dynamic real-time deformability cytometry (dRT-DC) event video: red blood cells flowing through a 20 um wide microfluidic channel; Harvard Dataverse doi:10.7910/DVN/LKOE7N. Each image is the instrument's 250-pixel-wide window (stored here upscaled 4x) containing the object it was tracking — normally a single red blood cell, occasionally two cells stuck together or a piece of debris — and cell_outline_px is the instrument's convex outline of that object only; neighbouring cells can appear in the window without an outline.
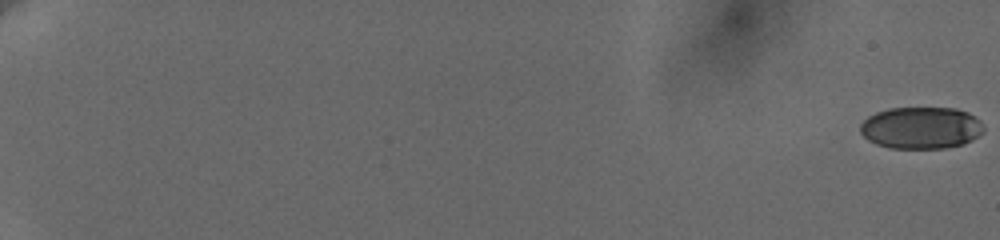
{"species": "human", "species_latin": "Homo sapiens", "temperature_condition": "cold", "stored_images_in_passage": 61, "camera_frame_rate_fps": 3000, "um_per_image_px": 0.085, "donor": {"sex": "female"}, "frame": {"image": 1, "passage_image": 1, "time_ms": 0.0, "image_size_px": [1000, 240], "cell_outline_px": [[984, 132], [972, 140], [964, 144], [944, 148], [888, 148], [876, 144], [868, 140], [860, 132], [860, 124], [868, 116], [876, 112], [888, 108], [956, 108], [968, 112], [980, 120], [984, 128]], "centroid_in_image_um": [78.3, 10.86], "position_along_channel_um": 6.7, "area_um2": 30.4}}
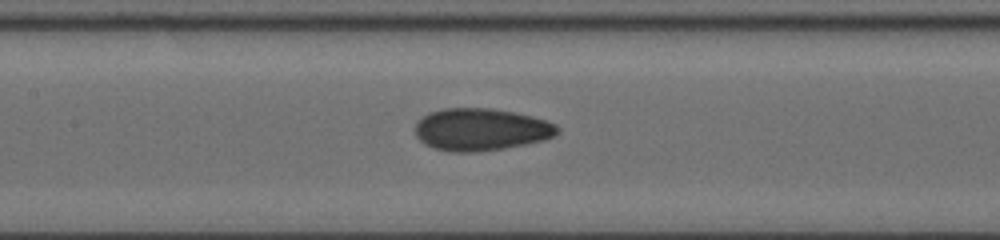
{"frame": {"image": 2, "passage_image": 34, "time_ms": 11.0, "image_size_px": [1000, 240], "cell_outline_px": [[560, 132], [556, 136], [544, 140], [504, 148], [476, 152], [452, 152], [436, 148], [424, 144], [416, 136], [416, 120], [428, 112], [444, 108], [492, 108], [532, 116], [556, 124], [560, 128]], "centroid_in_image_um": [40.88, 11.0], "position_along_channel_um": 166.5, "area_um2": 35.2}}
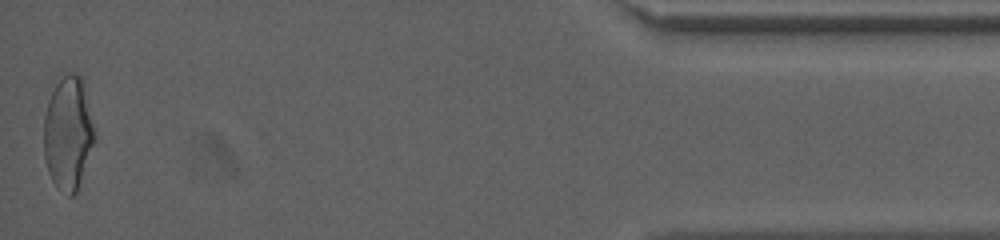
{"frame": {"image": 3, "passage_image": 61, "time_ms": 20.0, "image_size_px": [1000, 240], "cell_outline_px": [[96, 136], [76, 192], [72, 196], [68, 196], [56, 188], [48, 172], [44, 156], [44, 116], [48, 100], [56, 84], [68, 72], [72, 72], [80, 76], [84, 80]], "centroid_in_image_um": [5.79, 11.31], "position_along_channel_um": 429.4, "area_um2": 33.58}, "authors_computed_cell_mechanics": {"area_um2": 33.0038, "velocity_mm_per_s": 3.6508, "shape_relaxation_time_tau1_ms": 8.2598, "shape_relaxation_time_tau2_ms": 1.2571, "deformation_change_tau1": 0.1934, "deformation_change_tau2": 0.0661}}